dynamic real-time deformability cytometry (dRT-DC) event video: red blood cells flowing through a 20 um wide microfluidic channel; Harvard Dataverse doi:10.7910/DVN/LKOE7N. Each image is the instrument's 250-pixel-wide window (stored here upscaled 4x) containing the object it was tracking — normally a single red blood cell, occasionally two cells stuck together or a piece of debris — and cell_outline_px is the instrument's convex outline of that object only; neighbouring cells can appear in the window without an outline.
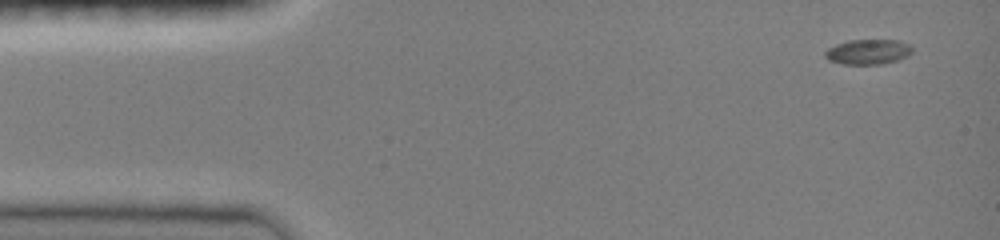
{"species": "common noctule bat (a hibernating species)", "species_latin": "Nyctalus noctula", "temperature_condition": "room temperature", "stored_images_in_passage": 4, "camera_frame_rate_fps": 3000, "um_per_image_px": 0.085, "animal": {"sex": "female", "body_mass_g": 19.0, "forearm_length_mm": 51.5}, "frame": {"image": 1, "passage_image": 1, "time_ms": 0.0, "image_size_px": [1000, 240], "cell_outline_px": [[912, 52], [908, 56], [884, 64], [844, 64], [828, 60], [824, 56], [824, 52], [828, 48], [836, 44], [848, 40], [896, 40], [908, 44], [912, 48]], "centroid_in_image_um": [73.76, 4.41], "position_along_channel_um": 11.2, "area_um2": 12.72}}
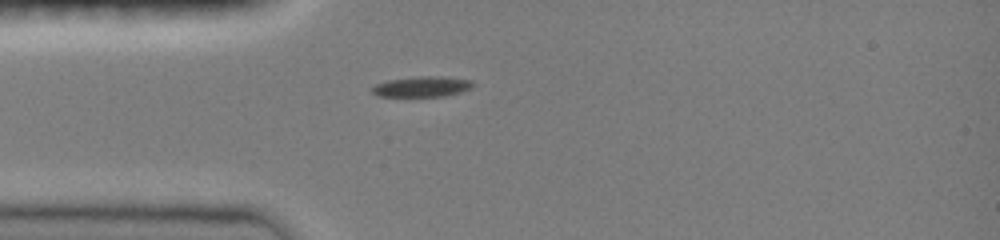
{"frame": {"image": 2, "passage_image": 4, "time_ms": 1.0, "image_size_px": [1000, 240], "cell_outline_px": [[472, 88], [460, 92], [444, 96], [380, 96], [372, 92], [372, 88], [376, 84], [388, 80], [420, 76], [440, 76], [472, 80]], "centroid_in_image_um": [35.89, 7.36], "position_along_channel_um": 49.1, "area_um2": 11.85}}